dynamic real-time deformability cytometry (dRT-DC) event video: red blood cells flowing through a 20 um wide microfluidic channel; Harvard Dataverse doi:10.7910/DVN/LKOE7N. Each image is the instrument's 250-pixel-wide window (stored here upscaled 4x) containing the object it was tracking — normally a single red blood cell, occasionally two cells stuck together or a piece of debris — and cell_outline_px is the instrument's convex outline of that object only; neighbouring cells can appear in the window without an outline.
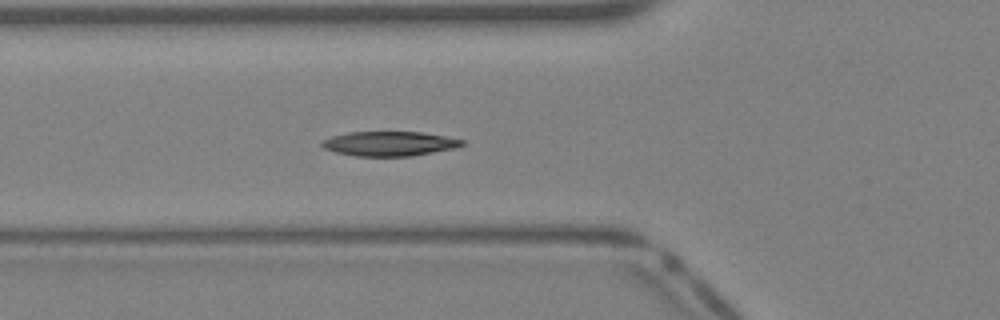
{"species": "Egyptian fruit bat (a non-hibernating species)", "species_latin": "Rousettus aegyptiacus", "temperature_condition": "warm", "stored_images_in_passage": 27, "camera_frame_rate_fps": 3000, "um_per_image_px": 0.085, "animal": {"sex": "female"}, "frame": {"image": 1, "passage_image": 2, "time_ms": 0.333, "image_size_px": [1000, 320], "cell_outline_px": [[464, 144], [456, 148], [412, 156], [356, 156], [336, 152], [324, 148], [320, 144], [320, 140], [332, 136], [348, 132], [420, 132], [444, 136], [464, 140]], "centroid_in_image_um": [33.08, 12.21], "position_along_channel_um": 92.7, "area_um2": 20.06}}
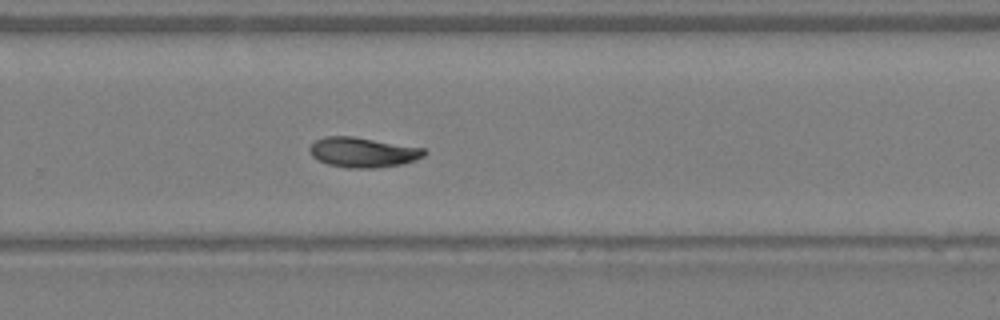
{"frame": {"image": 2, "passage_image": 14, "time_ms": 4.333, "image_size_px": [1000, 320], "cell_outline_px": [[428, 152], [424, 156], [416, 160], [404, 164], [376, 168], [344, 168], [328, 164], [312, 156], [308, 148], [316, 140], [324, 136], [352, 136], [424, 148]], "centroid_in_image_um": [30.87, 12.95], "position_along_channel_um": 298.9, "area_um2": 20.11}}
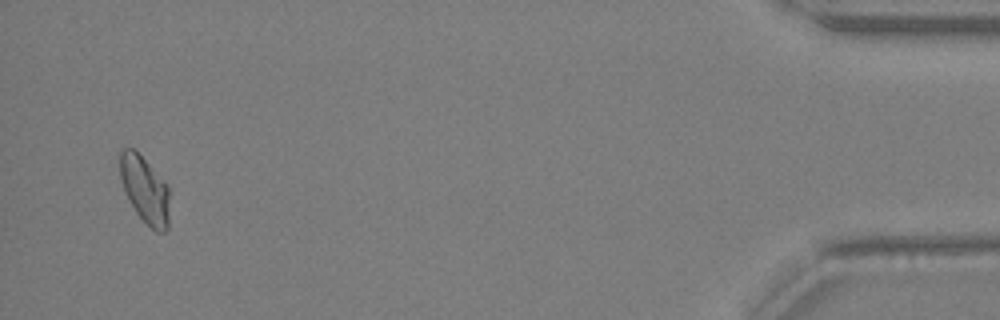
{"frame": {"image": 3, "passage_image": 26, "time_ms": 8.333, "image_size_px": [1000, 320], "cell_outline_px": [[168, 228], [164, 232], [156, 232], [136, 212], [124, 192], [120, 176], [120, 152], [124, 148], [132, 148], [168, 184]], "centroid_in_image_um": [12.31, 16.13], "position_along_channel_um": 422.9, "area_um2": 18.9}}